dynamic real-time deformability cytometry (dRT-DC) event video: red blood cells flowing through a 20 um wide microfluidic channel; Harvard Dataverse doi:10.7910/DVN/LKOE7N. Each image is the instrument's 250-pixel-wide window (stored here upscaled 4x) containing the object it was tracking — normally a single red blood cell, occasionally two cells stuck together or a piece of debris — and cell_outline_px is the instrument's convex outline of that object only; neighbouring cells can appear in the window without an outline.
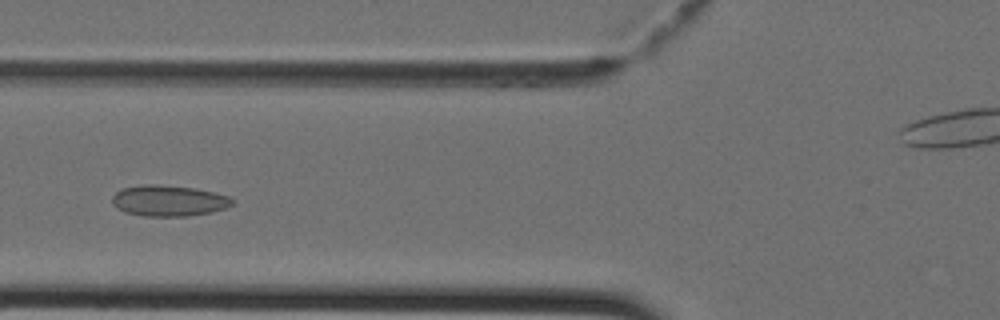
{"species": "Egyptian fruit bat (a non-hibernating species)", "species_latin": "Rousettus aegyptiacus", "temperature_condition": "cold", "stored_images_in_passage": 42, "camera_frame_rate_fps": 3000, "um_per_image_px": 0.085, "animal": {"sex": "female"}, "frame": {"image": 1, "passage_image": 15, "time_ms": 4.667, "image_size_px": [1000, 320], "cell_outline_px": [[236, 200], [232, 204], [224, 208], [212, 212], [188, 216], [144, 216], [124, 212], [116, 208], [112, 204], [112, 196], [120, 188], [140, 184], [156, 184], [196, 188], [228, 196]], "centroid_in_image_um": [14.3, 17.05], "position_along_channel_um": 111.5, "area_um2": 21.91}}
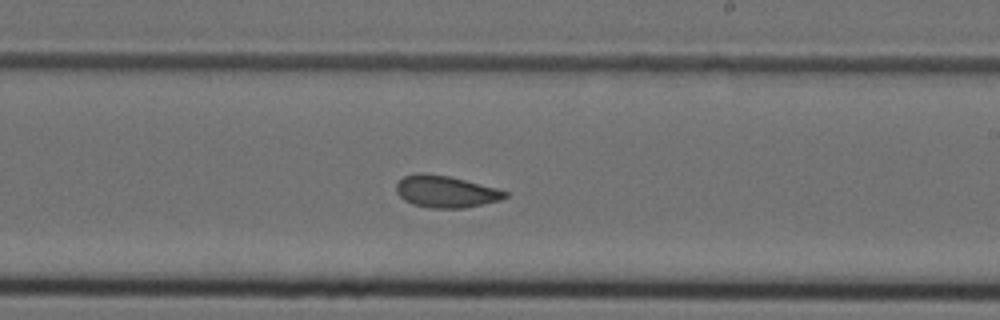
{"frame": {"image": 2, "passage_image": 24, "time_ms": 7.667, "image_size_px": [1000, 320], "cell_outline_px": [[508, 196], [500, 200], [464, 208], [432, 208], [412, 204], [404, 200], [396, 192], [396, 184], [404, 176], [420, 172], [448, 176], [496, 188], [508, 192]], "centroid_in_image_um": [37.86, 16.29], "position_along_channel_um": 251.1, "area_um2": 20.06}}
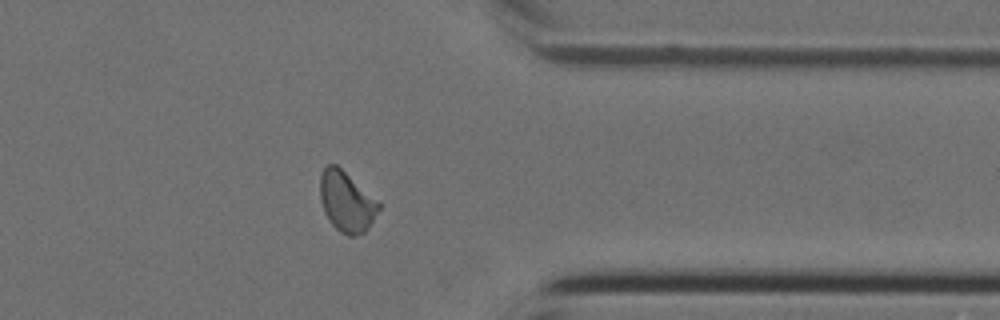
{"frame": {"image": 3, "passage_image": 33, "time_ms": 10.667, "image_size_px": [1000, 320], "cell_outline_px": [[380, 208], [368, 228], [364, 232], [356, 236], [348, 236], [340, 232], [332, 224], [324, 212], [320, 200], [320, 176], [324, 168], [328, 164], [336, 164], [380, 200]], "centroid_in_image_um": [29.47, 17.13], "position_along_channel_um": 381.9, "area_um2": 20.87}}